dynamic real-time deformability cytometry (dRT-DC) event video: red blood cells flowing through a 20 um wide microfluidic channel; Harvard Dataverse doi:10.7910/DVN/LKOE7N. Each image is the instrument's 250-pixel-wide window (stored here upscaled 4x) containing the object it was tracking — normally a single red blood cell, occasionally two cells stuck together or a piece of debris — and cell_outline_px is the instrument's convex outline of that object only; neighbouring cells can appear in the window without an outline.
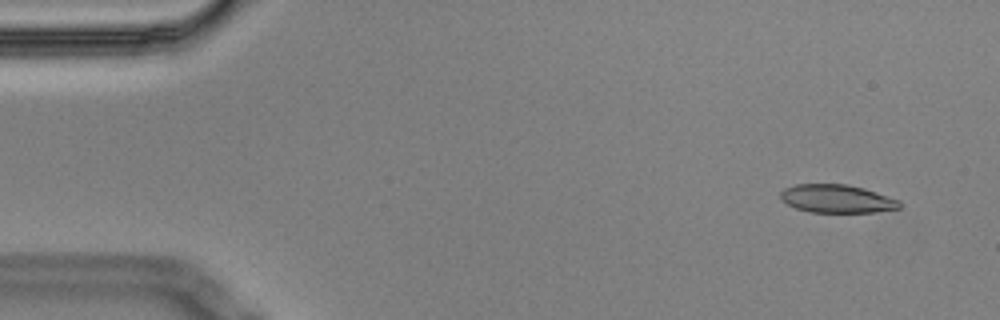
{"species": "Egyptian fruit bat (a non-hibernating species)", "species_latin": "Rousettus aegyptiacus", "temperature_condition": "cold", "stored_images_in_passage": 6, "camera_frame_rate_fps": 3000, "um_per_image_px": 0.085, "animal": {"sex": "male"}, "frame": {"image": 1, "passage_image": 2, "time_ms": 0.333, "image_size_px": [1000, 320], "cell_outline_px": [[900, 208], [876, 212], [808, 212], [796, 208], [780, 200], [780, 192], [784, 188], [796, 184], [844, 184], [864, 188], [900, 200]], "centroid_in_image_um": [71.11, 16.89], "position_along_channel_um": 13.9, "area_um2": 19.59}}
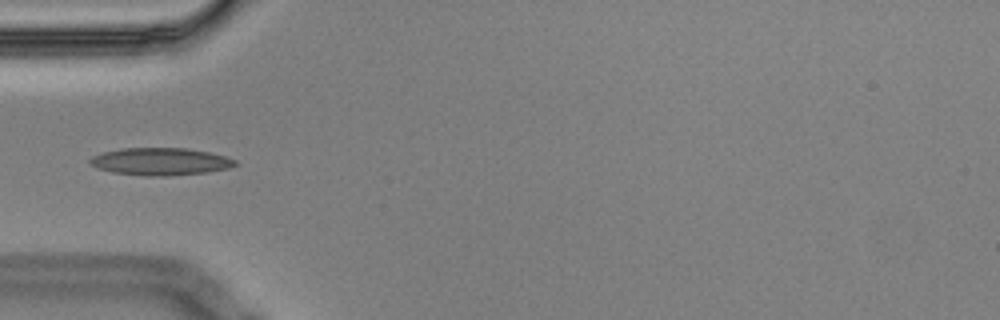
{"frame": {"image": 2, "passage_image": 6, "time_ms": 1.667, "image_size_px": [1000, 320], "cell_outline_px": [[236, 164], [228, 168], [208, 172], [168, 176], [144, 176], [112, 172], [96, 168], [88, 164], [88, 160], [92, 156], [104, 152], [120, 148], [188, 148], [208, 152], [224, 156], [236, 160]], "centroid_in_image_um": [13.58, 13.73], "position_along_channel_um": 71.4, "area_um2": 23.29}}